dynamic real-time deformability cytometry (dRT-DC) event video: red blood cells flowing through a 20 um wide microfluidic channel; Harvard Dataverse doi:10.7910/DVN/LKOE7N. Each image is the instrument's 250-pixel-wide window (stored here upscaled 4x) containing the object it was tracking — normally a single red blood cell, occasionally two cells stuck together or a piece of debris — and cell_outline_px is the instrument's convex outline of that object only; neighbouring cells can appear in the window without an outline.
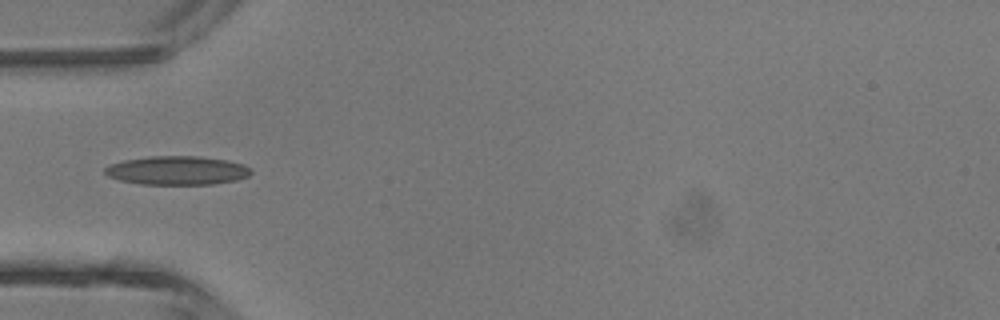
{"species": "common noctule bat (a hibernating species)", "species_latin": "Nyctalus noctula", "temperature_condition": "room temperature", "stored_images_in_passage": 4, "camera_frame_rate_fps": 3000, "um_per_image_px": 0.085, "animal": {"sex": "male", "body_mass_g": 13.3}, "frame": {"image": 1, "passage_image": 4, "time_ms": 3.333, "image_size_px": [1000, 320], "cell_outline_px": [[252, 172], [248, 176], [236, 180], [212, 184], [140, 184], [120, 180], [108, 176], [104, 172], [104, 168], [112, 164], [124, 160], [152, 156], [196, 156], [228, 160], [244, 164]], "centroid_in_image_um": [15.06, 14.49], "position_along_channel_um": 69.9, "area_um2": 24.33}}